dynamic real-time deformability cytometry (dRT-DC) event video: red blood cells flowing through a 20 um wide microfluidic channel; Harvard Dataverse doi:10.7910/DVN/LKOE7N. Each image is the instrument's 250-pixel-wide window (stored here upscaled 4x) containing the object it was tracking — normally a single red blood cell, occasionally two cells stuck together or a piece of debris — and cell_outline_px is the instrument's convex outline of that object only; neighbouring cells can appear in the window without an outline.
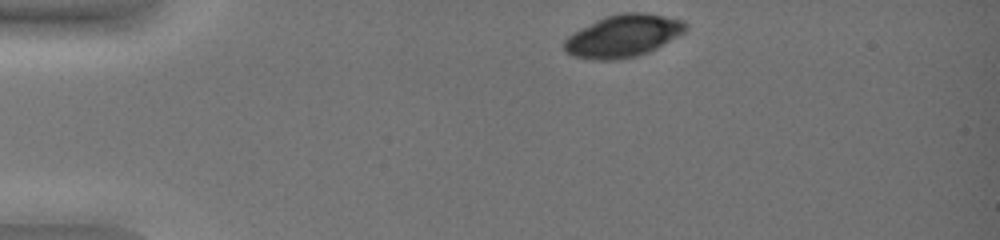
{"species": "common noctule bat (a hibernating species)", "species_latin": "Nyctalus noctula", "temperature_condition": "warm", "stored_images_in_passage": 27, "camera_frame_rate_fps": 3000, "um_per_image_px": 0.085, "animal": {"sex": "female", "body_mass_g": 19.0, "forearm_length_mm": 51.5}, "frame": {"image": 1, "passage_image": 1, "time_ms": 0.0, "image_size_px": [1000, 240], "cell_outline_px": [[688, 28], [680, 36], [648, 52], [636, 56], [620, 60], [592, 60], [572, 56], [564, 52], [564, 40], [568, 36], [580, 28], [604, 16], [624, 12], [644, 12], [684, 20], [688, 24]], "centroid_in_image_um": [52.97, 3.06], "position_along_channel_um": 32.0, "area_um2": 30.35}}
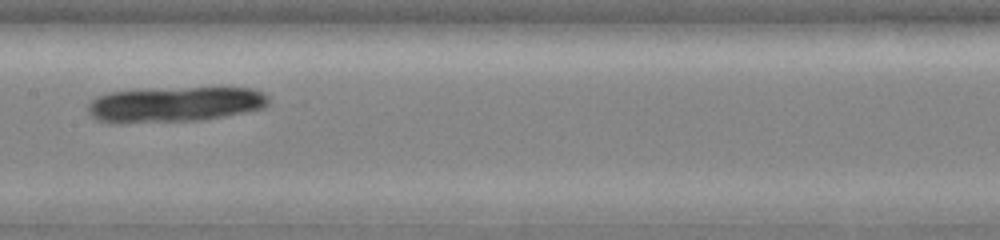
{"frame": {"image": 2, "passage_image": 15, "time_ms": 4.667, "image_size_px": [1000, 240], "cell_outline_px": [[272, 100], [264, 108], [204, 120], [120, 124], [108, 124], [96, 120], [88, 112], [88, 104], [96, 96], [108, 92], [148, 88], [252, 88], [264, 92]], "centroid_in_image_um": [14.81, 8.88], "position_along_channel_um": 192.6, "area_um2": 38.09}}
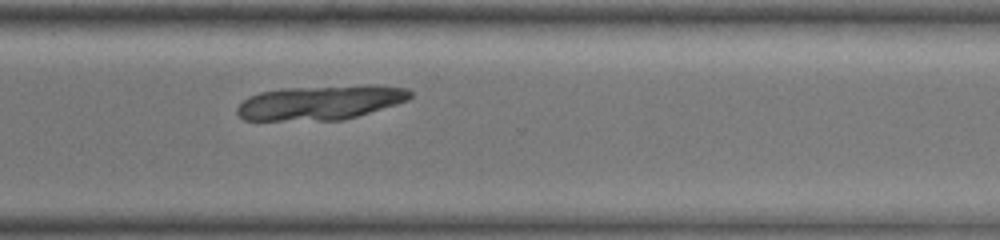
{"frame": {"image": 3, "passage_image": 27, "time_ms": 8.667, "image_size_px": [1000, 240], "cell_outline_px": [[412, 96], [408, 100], [396, 104], [344, 120], [244, 120], [236, 112], [236, 108], [248, 96], [260, 92], [280, 88], [368, 84], [372, 84], [408, 88], [412, 92]], "centroid_in_image_um": [27.26, 8.69], "position_along_channel_um": 343.3, "area_um2": 35.08}}